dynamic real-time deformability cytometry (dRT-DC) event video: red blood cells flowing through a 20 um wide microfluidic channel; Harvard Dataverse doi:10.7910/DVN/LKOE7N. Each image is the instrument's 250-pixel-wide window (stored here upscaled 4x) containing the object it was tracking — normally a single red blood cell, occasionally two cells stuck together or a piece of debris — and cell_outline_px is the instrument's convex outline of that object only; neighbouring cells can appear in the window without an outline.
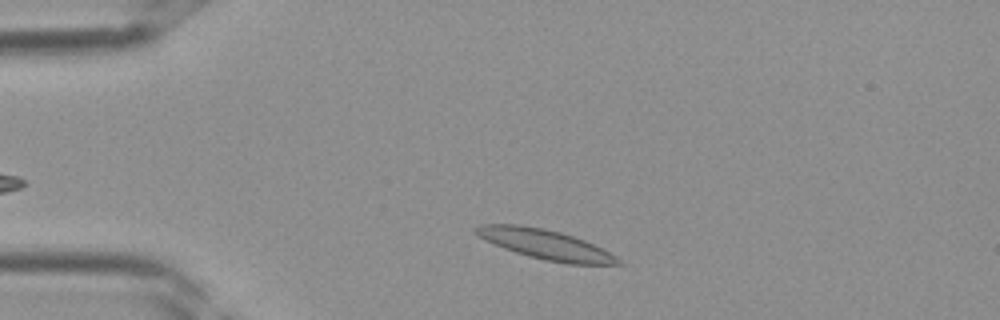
{"species": "Egyptian fruit bat (a non-hibernating species)", "species_latin": "Rousettus aegyptiacus", "temperature_condition": "room temperature", "stored_images_in_passage": 26, "camera_frame_rate_fps": 3000, "um_per_image_px": 0.085, "frame": {"image": 1, "passage_image": 3, "time_ms": 0.667, "image_size_px": [1000, 320], "cell_outline_px": [[624, 264], [568, 264], [528, 256], [504, 248], [484, 240], [472, 232], [472, 228], [480, 224], [520, 224], [544, 228], [560, 232], [584, 240], [616, 256]], "centroid_in_image_um": [46.28, 20.75], "position_along_channel_um": 38.7, "area_um2": 24.51}}
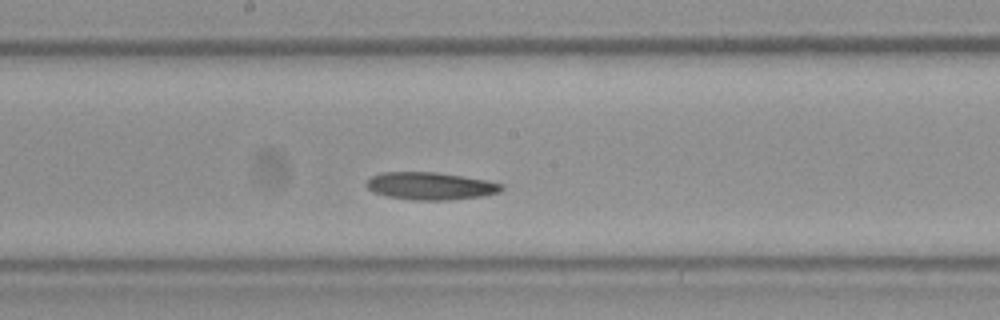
{"frame": {"image": 2, "passage_image": 15, "time_ms": 4.667, "image_size_px": [1000, 320], "cell_outline_px": [[504, 188], [500, 192], [484, 196], [448, 200], [412, 200], [388, 196], [372, 192], [364, 184], [372, 176], [380, 172], [436, 172], [484, 180], [504, 184]], "centroid_in_image_um": [36.58, 15.81], "position_along_channel_um": 211.6, "area_um2": 21.68}}
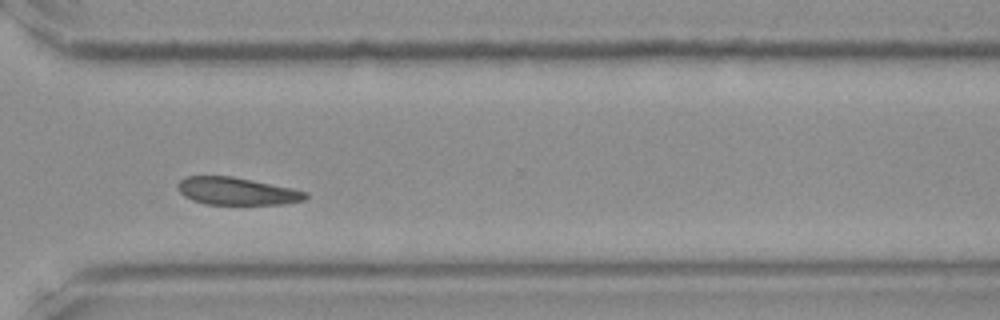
{"frame": {"image": 3, "passage_image": 23, "time_ms": 7.333, "image_size_px": [1000, 320], "cell_outline_px": [[308, 196], [304, 200], [284, 204], [204, 204], [192, 200], [184, 196], [176, 188], [176, 184], [184, 176], [232, 176], [252, 180], [308, 192]], "centroid_in_image_um": [20.07, 16.25], "position_along_channel_um": 350.5, "area_um2": 20.46}}